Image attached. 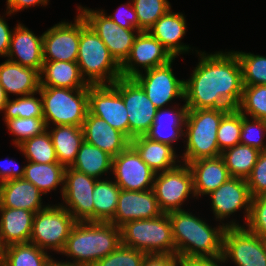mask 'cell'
Instances as JSON below:
<instances>
[{
  "instance_id": "1",
  "label": "cell",
  "mask_w": 266,
  "mask_h": 266,
  "mask_svg": "<svg viewBox=\"0 0 266 266\" xmlns=\"http://www.w3.org/2000/svg\"><path fill=\"white\" fill-rule=\"evenodd\" d=\"M197 66L184 79V103L187 109L238 108L243 94L242 67L236 53L199 52Z\"/></svg>"
},
{
  "instance_id": "2",
  "label": "cell",
  "mask_w": 266,
  "mask_h": 266,
  "mask_svg": "<svg viewBox=\"0 0 266 266\" xmlns=\"http://www.w3.org/2000/svg\"><path fill=\"white\" fill-rule=\"evenodd\" d=\"M172 226L176 255L181 260L215 257L223 254V236L226 227L211 228L206 221L186 210L168 213Z\"/></svg>"
},
{
  "instance_id": "3",
  "label": "cell",
  "mask_w": 266,
  "mask_h": 266,
  "mask_svg": "<svg viewBox=\"0 0 266 266\" xmlns=\"http://www.w3.org/2000/svg\"><path fill=\"white\" fill-rule=\"evenodd\" d=\"M121 244V230L110 222H76L61 254L74 265L93 266Z\"/></svg>"
},
{
  "instance_id": "4",
  "label": "cell",
  "mask_w": 266,
  "mask_h": 266,
  "mask_svg": "<svg viewBox=\"0 0 266 266\" xmlns=\"http://www.w3.org/2000/svg\"><path fill=\"white\" fill-rule=\"evenodd\" d=\"M88 85H109L122 77L121 66L80 14V40L76 60Z\"/></svg>"
},
{
  "instance_id": "5",
  "label": "cell",
  "mask_w": 266,
  "mask_h": 266,
  "mask_svg": "<svg viewBox=\"0 0 266 266\" xmlns=\"http://www.w3.org/2000/svg\"><path fill=\"white\" fill-rule=\"evenodd\" d=\"M230 109H188L184 141L186 148L181 163L188 164L201 158L221 156L217 142V130L222 117Z\"/></svg>"
},
{
  "instance_id": "6",
  "label": "cell",
  "mask_w": 266,
  "mask_h": 266,
  "mask_svg": "<svg viewBox=\"0 0 266 266\" xmlns=\"http://www.w3.org/2000/svg\"><path fill=\"white\" fill-rule=\"evenodd\" d=\"M43 118L49 125H74L82 127L89 112L88 88L68 89L60 87H40Z\"/></svg>"
},
{
  "instance_id": "7",
  "label": "cell",
  "mask_w": 266,
  "mask_h": 266,
  "mask_svg": "<svg viewBox=\"0 0 266 266\" xmlns=\"http://www.w3.org/2000/svg\"><path fill=\"white\" fill-rule=\"evenodd\" d=\"M121 243L145 254H176L172 226L168 214L132 220L120 227Z\"/></svg>"
},
{
  "instance_id": "8",
  "label": "cell",
  "mask_w": 266,
  "mask_h": 266,
  "mask_svg": "<svg viewBox=\"0 0 266 266\" xmlns=\"http://www.w3.org/2000/svg\"><path fill=\"white\" fill-rule=\"evenodd\" d=\"M77 221L60 204H51L34 214L30 243L42 250L61 253L67 238Z\"/></svg>"
},
{
  "instance_id": "9",
  "label": "cell",
  "mask_w": 266,
  "mask_h": 266,
  "mask_svg": "<svg viewBox=\"0 0 266 266\" xmlns=\"http://www.w3.org/2000/svg\"><path fill=\"white\" fill-rule=\"evenodd\" d=\"M78 5L77 11L86 23L107 46L111 56L121 66L128 58L136 36L137 29H125L111 20L105 10H92Z\"/></svg>"
},
{
  "instance_id": "10",
  "label": "cell",
  "mask_w": 266,
  "mask_h": 266,
  "mask_svg": "<svg viewBox=\"0 0 266 266\" xmlns=\"http://www.w3.org/2000/svg\"><path fill=\"white\" fill-rule=\"evenodd\" d=\"M152 190L163 213L183 210L182 206L190 194L195 198L189 166L182 163L173 169L156 173Z\"/></svg>"
},
{
  "instance_id": "11",
  "label": "cell",
  "mask_w": 266,
  "mask_h": 266,
  "mask_svg": "<svg viewBox=\"0 0 266 266\" xmlns=\"http://www.w3.org/2000/svg\"><path fill=\"white\" fill-rule=\"evenodd\" d=\"M113 85L118 89L128 114L129 139L145 136L150 129L157 107L133 78H119Z\"/></svg>"
},
{
  "instance_id": "12",
  "label": "cell",
  "mask_w": 266,
  "mask_h": 266,
  "mask_svg": "<svg viewBox=\"0 0 266 266\" xmlns=\"http://www.w3.org/2000/svg\"><path fill=\"white\" fill-rule=\"evenodd\" d=\"M208 195L211 199V208L216 221L219 220L226 228L245 227L249 219L252 200L246 179L231 177ZM243 208L245 225L239 224L234 219L227 223L222 222Z\"/></svg>"
},
{
  "instance_id": "13",
  "label": "cell",
  "mask_w": 266,
  "mask_h": 266,
  "mask_svg": "<svg viewBox=\"0 0 266 266\" xmlns=\"http://www.w3.org/2000/svg\"><path fill=\"white\" fill-rule=\"evenodd\" d=\"M98 179L66 167L61 194L66 208L77 222H94L93 191ZM65 203V205H64Z\"/></svg>"
},
{
  "instance_id": "14",
  "label": "cell",
  "mask_w": 266,
  "mask_h": 266,
  "mask_svg": "<svg viewBox=\"0 0 266 266\" xmlns=\"http://www.w3.org/2000/svg\"><path fill=\"white\" fill-rule=\"evenodd\" d=\"M223 256L236 266H266V248L262 237L246 227L226 228L223 236Z\"/></svg>"
},
{
  "instance_id": "15",
  "label": "cell",
  "mask_w": 266,
  "mask_h": 266,
  "mask_svg": "<svg viewBox=\"0 0 266 266\" xmlns=\"http://www.w3.org/2000/svg\"><path fill=\"white\" fill-rule=\"evenodd\" d=\"M175 58L168 63L141 72L133 79L142 87L147 97L158 108H166L172 100H184V79H178L172 68Z\"/></svg>"
},
{
  "instance_id": "16",
  "label": "cell",
  "mask_w": 266,
  "mask_h": 266,
  "mask_svg": "<svg viewBox=\"0 0 266 266\" xmlns=\"http://www.w3.org/2000/svg\"><path fill=\"white\" fill-rule=\"evenodd\" d=\"M112 174L121 190L146 191L153 188L156 172L130 144L112 159Z\"/></svg>"
},
{
  "instance_id": "17",
  "label": "cell",
  "mask_w": 266,
  "mask_h": 266,
  "mask_svg": "<svg viewBox=\"0 0 266 266\" xmlns=\"http://www.w3.org/2000/svg\"><path fill=\"white\" fill-rule=\"evenodd\" d=\"M89 113L105 120L129 138V120L125 103L113 85H89Z\"/></svg>"
},
{
  "instance_id": "18",
  "label": "cell",
  "mask_w": 266,
  "mask_h": 266,
  "mask_svg": "<svg viewBox=\"0 0 266 266\" xmlns=\"http://www.w3.org/2000/svg\"><path fill=\"white\" fill-rule=\"evenodd\" d=\"M173 57L164 46L148 31H141L136 36L130 54L121 65L123 78H134L141 72L164 65ZM140 69L142 70H139Z\"/></svg>"
},
{
  "instance_id": "19",
  "label": "cell",
  "mask_w": 266,
  "mask_h": 266,
  "mask_svg": "<svg viewBox=\"0 0 266 266\" xmlns=\"http://www.w3.org/2000/svg\"><path fill=\"white\" fill-rule=\"evenodd\" d=\"M74 23L59 22L43 33L44 61H76L80 40V13Z\"/></svg>"
},
{
  "instance_id": "20",
  "label": "cell",
  "mask_w": 266,
  "mask_h": 266,
  "mask_svg": "<svg viewBox=\"0 0 266 266\" xmlns=\"http://www.w3.org/2000/svg\"><path fill=\"white\" fill-rule=\"evenodd\" d=\"M162 214L152 189L146 191L120 190L115 215L109 222L120 228L132 220L151 219Z\"/></svg>"
},
{
  "instance_id": "21",
  "label": "cell",
  "mask_w": 266,
  "mask_h": 266,
  "mask_svg": "<svg viewBox=\"0 0 266 266\" xmlns=\"http://www.w3.org/2000/svg\"><path fill=\"white\" fill-rule=\"evenodd\" d=\"M16 25L11 36L8 59L41 72L44 63L43 34L37 37L24 24Z\"/></svg>"
},
{
  "instance_id": "22",
  "label": "cell",
  "mask_w": 266,
  "mask_h": 266,
  "mask_svg": "<svg viewBox=\"0 0 266 266\" xmlns=\"http://www.w3.org/2000/svg\"><path fill=\"white\" fill-rule=\"evenodd\" d=\"M82 131L87 143L107 152L112 157L117 156L131 144V140L124 133L89 112L82 124Z\"/></svg>"
},
{
  "instance_id": "23",
  "label": "cell",
  "mask_w": 266,
  "mask_h": 266,
  "mask_svg": "<svg viewBox=\"0 0 266 266\" xmlns=\"http://www.w3.org/2000/svg\"><path fill=\"white\" fill-rule=\"evenodd\" d=\"M186 29L185 16L180 12H172L170 8L148 32L164 46L173 58H176L180 54L191 51L189 45L181 42L187 32Z\"/></svg>"
},
{
  "instance_id": "24",
  "label": "cell",
  "mask_w": 266,
  "mask_h": 266,
  "mask_svg": "<svg viewBox=\"0 0 266 266\" xmlns=\"http://www.w3.org/2000/svg\"><path fill=\"white\" fill-rule=\"evenodd\" d=\"M178 106V107H177ZM157 109L154 121L145 134V137L161 143L173 144L184 136L185 120L187 115L186 103L180 106ZM172 107V108H171Z\"/></svg>"
},
{
  "instance_id": "25",
  "label": "cell",
  "mask_w": 266,
  "mask_h": 266,
  "mask_svg": "<svg viewBox=\"0 0 266 266\" xmlns=\"http://www.w3.org/2000/svg\"><path fill=\"white\" fill-rule=\"evenodd\" d=\"M193 176L195 199L216 190L225 183L231 175L221 156L216 158H201L187 164Z\"/></svg>"
},
{
  "instance_id": "26",
  "label": "cell",
  "mask_w": 266,
  "mask_h": 266,
  "mask_svg": "<svg viewBox=\"0 0 266 266\" xmlns=\"http://www.w3.org/2000/svg\"><path fill=\"white\" fill-rule=\"evenodd\" d=\"M43 194L28 180L12 179L0 183V207L24 209L34 213L45 209Z\"/></svg>"
},
{
  "instance_id": "27",
  "label": "cell",
  "mask_w": 266,
  "mask_h": 266,
  "mask_svg": "<svg viewBox=\"0 0 266 266\" xmlns=\"http://www.w3.org/2000/svg\"><path fill=\"white\" fill-rule=\"evenodd\" d=\"M0 85L8 98L9 94L20 97L37 93L40 88V72L7 59L0 64Z\"/></svg>"
},
{
  "instance_id": "28",
  "label": "cell",
  "mask_w": 266,
  "mask_h": 266,
  "mask_svg": "<svg viewBox=\"0 0 266 266\" xmlns=\"http://www.w3.org/2000/svg\"><path fill=\"white\" fill-rule=\"evenodd\" d=\"M34 214L24 209L0 207V237L5 247L30 242Z\"/></svg>"
},
{
  "instance_id": "29",
  "label": "cell",
  "mask_w": 266,
  "mask_h": 266,
  "mask_svg": "<svg viewBox=\"0 0 266 266\" xmlns=\"http://www.w3.org/2000/svg\"><path fill=\"white\" fill-rule=\"evenodd\" d=\"M131 145L140 154L141 159L156 173L173 169L182 162L178 160L180 156L176 154L175 148L169 144L138 136L131 140Z\"/></svg>"
},
{
  "instance_id": "30",
  "label": "cell",
  "mask_w": 266,
  "mask_h": 266,
  "mask_svg": "<svg viewBox=\"0 0 266 266\" xmlns=\"http://www.w3.org/2000/svg\"><path fill=\"white\" fill-rule=\"evenodd\" d=\"M40 87L68 89L88 88L76 61H44L40 72Z\"/></svg>"
},
{
  "instance_id": "31",
  "label": "cell",
  "mask_w": 266,
  "mask_h": 266,
  "mask_svg": "<svg viewBox=\"0 0 266 266\" xmlns=\"http://www.w3.org/2000/svg\"><path fill=\"white\" fill-rule=\"evenodd\" d=\"M48 132L51 135L58 162L70 167L76 159L81 143L84 141L82 127L74 125H55Z\"/></svg>"
},
{
  "instance_id": "32",
  "label": "cell",
  "mask_w": 266,
  "mask_h": 266,
  "mask_svg": "<svg viewBox=\"0 0 266 266\" xmlns=\"http://www.w3.org/2000/svg\"><path fill=\"white\" fill-rule=\"evenodd\" d=\"M24 170V179L35 185L43 195L56 190L61 184L60 193H63L64 175L66 167L60 163H34L27 161Z\"/></svg>"
},
{
  "instance_id": "33",
  "label": "cell",
  "mask_w": 266,
  "mask_h": 266,
  "mask_svg": "<svg viewBox=\"0 0 266 266\" xmlns=\"http://www.w3.org/2000/svg\"><path fill=\"white\" fill-rule=\"evenodd\" d=\"M112 159L113 157L107 152L84 140L70 167L88 176L101 179L102 175L112 172Z\"/></svg>"
},
{
  "instance_id": "34",
  "label": "cell",
  "mask_w": 266,
  "mask_h": 266,
  "mask_svg": "<svg viewBox=\"0 0 266 266\" xmlns=\"http://www.w3.org/2000/svg\"><path fill=\"white\" fill-rule=\"evenodd\" d=\"M120 190L115 181H96L93 191L94 222H109L114 217Z\"/></svg>"
},
{
  "instance_id": "35",
  "label": "cell",
  "mask_w": 266,
  "mask_h": 266,
  "mask_svg": "<svg viewBox=\"0 0 266 266\" xmlns=\"http://www.w3.org/2000/svg\"><path fill=\"white\" fill-rule=\"evenodd\" d=\"M51 258L33 243L12 244L5 247L0 266H45Z\"/></svg>"
},
{
  "instance_id": "36",
  "label": "cell",
  "mask_w": 266,
  "mask_h": 266,
  "mask_svg": "<svg viewBox=\"0 0 266 266\" xmlns=\"http://www.w3.org/2000/svg\"><path fill=\"white\" fill-rule=\"evenodd\" d=\"M260 150L237 144L221 153L231 177L247 179L258 160Z\"/></svg>"
},
{
  "instance_id": "37",
  "label": "cell",
  "mask_w": 266,
  "mask_h": 266,
  "mask_svg": "<svg viewBox=\"0 0 266 266\" xmlns=\"http://www.w3.org/2000/svg\"><path fill=\"white\" fill-rule=\"evenodd\" d=\"M27 161L34 163H59L53 141L48 130L29 138L17 146Z\"/></svg>"
},
{
  "instance_id": "38",
  "label": "cell",
  "mask_w": 266,
  "mask_h": 266,
  "mask_svg": "<svg viewBox=\"0 0 266 266\" xmlns=\"http://www.w3.org/2000/svg\"><path fill=\"white\" fill-rule=\"evenodd\" d=\"M37 93L8 99L4 106V120L15 118H43L42 99L35 97Z\"/></svg>"
},
{
  "instance_id": "39",
  "label": "cell",
  "mask_w": 266,
  "mask_h": 266,
  "mask_svg": "<svg viewBox=\"0 0 266 266\" xmlns=\"http://www.w3.org/2000/svg\"><path fill=\"white\" fill-rule=\"evenodd\" d=\"M237 109L247 117L266 121V85H244Z\"/></svg>"
},
{
  "instance_id": "40",
  "label": "cell",
  "mask_w": 266,
  "mask_h": 266,
  "mask_svg": "<svg viewBox=\"0 0 266 266\" xmlns=\"http://www.w3.org/2000/svg\"><path fill=\"white\" fill-rule=\"evenodd\" d=\"M138 19V30L148 31L170 8L168 0H131Z\"/></svg>"
},
{
  "instance_id": "41",
  "label": "cell",
  "mask_w": 266,
  "mask_h": 266,
  "mask_svg": "<svg viewBox=\"0 0 266 266\" xmlns=\"http://www.w3.org/2000/svg\"><path fill=\"white\" fill-rule=\"evenodd\" d=\"M241 112L230 109L223 117L217 130V142L221 152L240 144Z\"/></svg>"
},
{
  "instance_id": "42",
  "label": "cell",
  "mask_w": 266,
  "mask_h": 266,
  "mask_svg": "<svg viewBox=\"0 0 266 266\" xmlns=\"http://www.w3.org/2000/svg\"><path fill=\"white\" fill-rule=\"evenodd\" d=\"M234 52L242 67L243 85H266V56Z\"/></svg>"
},
{
  "instance_id": "43",
  "label": "cell",
  "mask_w": 266,
  "mask_h": 266,
  "mask_svg": "<svg viewBox=\"0 0 266 266\" xmlns=\"http://www.w3.org/2000/svg\"><path fill=\"white\" fill-rule=\"evenodd\" d=\"M4 123L8 131L16 137L13 139L15 147L47 130L44 118H15L4 120Z\"/></svg>"
},
{
  "instance_id": "44",
  "label": "cell",
  "mask_w": 266,
  "mask_h": 266,
  "mask_svg": "<svg viewBox=\"0 0 266 266\" xmlns=\"http://www.w3.org/2000/svg\"><path fill=\"white\" fill-rule=\"evenodd\" d=\"M266 135V121L249 118L241 113L240 144L266 151V143L263 137Z\"/></svg>"
},
{
  "instance_id": "45",
  "label": "cell",
  "mask_w": 266,
  "mask_h": 266,
  "mask_svg": "<svg viewBox=\"0 0 266 266\" xmlns=\"http://www.w3.org/2000/svg\"><path fill=\"white\" fill-rule=\"evenodd\" d=\"M145 253L121 244L111 254L98 260L93 266H141Z\"/></svg>"
},
{
  "instance_id": "46",
  "label": "cell",
  "mask_w": 266,
  "mask_h": 266,
  "mask_svg": "<svg viewBox=\"0 0 266 266\" xmlns=\"http://www.w3.org/2000/svg\"><path fill=\"white\" fill-rule=\"evenodd\" d=\"M246 228L259 237L266 236V195L252 197Z\"/></svg>"
},
{
  "instance_id": "47",
  "label": "cell",
  "mask_w": 266,
  "mask_h": 266,
  "mask_svg": "<svg viewBox=\"0 0 266 266\" xmlns=\"http://www.w3.org/2000/svg\"><path fill=\"white\" fill-rule=\"evenodd\" d=\"M246 182L252 197L266 195V151L260 152Z\"/></svg>"
},
{
  "instance_id": "48",
  "label": "cell",
  "mask_w": 266,
  "mask_h": 266,
  "mask_svg": "<svg viewBox=\"0 0 266 266\" xmlns=\"http://www.w3.org/2000/svg\"><path fill=\"white\" fill-rule=\"evenodd\" d=\"M107 16L125 29L138 30V19L131 0L127 2V4L125 3L124 5H120L114 14Z\"/></svg>"
},
{
  "instance_id": "49",
  "label": "cell",
  "mask_w": 266,
  "mask_h": 266,
  "mask_svg": "<svg viewBox=\"0 0 266 266\" xmlns=\"http://www.w3.org/2000/svg\"><path fill=\"white\" fill-rule=\"evenodd\" d=\"M182 260L176 254H146L141 266H181Z\"/></svg>"
},
{
  "instance_id": "50",
  "label": "cell",
  "mask_w": 266,
  "mask_h": 266,
  "mask_svg": "<svg viewBox=\"0 0 266 266\" xmlns=\"http://www.w3.org/2000/svg\"><path fill=\"white\" fill-rule=\"evenodd\" d=\"M16 162L13 161V159H9L3 161L2 163L0 162V183L12 179H21L24 177V170L25 167L17 165L12 166V164ZM10 165V166H9Z\"/></svg>"
},
{
  "instance_id": "51",
  "label": "cell",
  "mask_w": 266,
  "mask_h": 266,
  "mask_svg": "<svg viewBox=\"0 0 266 266\" xmlns=\"http://www.w3.org/2000/svg\"><path fill=\"white\" fill-rule=\"evenodd\" d=\"M7 4V8H6V15L10 16L12 14H14V12H18L21 10H25L29 7H34V6H46L48 5L49 0H6Z\"/></svg>"
},
{
  "instance_id": "52",
  "label": "cell",
  "mask_w": 266,
  "mask_h": 266,
  "mask_svg": "<svg viewBox=\"0 0 266 266\" xmlns=\"http://www.w3.org/2000/svg\"><path fill=\"white\" fill-rule=\"evenodd\" d=\"M8 23L0 15V56L7 57L13 29H9Z\"/></svg>"
},
{
  "instance_id": "53",
  "label": "cell",
  "mask_w": 266,
  "mask_h": 266,
  "mask_svg": "<svg viewBox=\"0 0 266 266\" xmlns=\"http://www.w3.org/2000/svg\"><path fill=\"white\" fill-rule=\"evenodd\" d=\"M222 266V263H227L223 254L215 257L190 258L182 260L181 266Z\"/></svg>"
},
{
  "instance_id": "54",
  "label": "cell",
  "mask_w": 266,
  "mask_h": 266,
  "mask_svg": "<svg viewBox=\"0 0 266 266\" xmlns=\"http://www.w3.org/2000/svg\"><path fill=\"white\" fill-rule=\"evenodd\" d=\"M55 258H51L48 263L45 266H77L72 263H69L68 261H57Z\"/></svg>"
},
{
  "instance_id": "55",
  "label": "cell",
  "mask_w": 266,
  "mask_h": 266,
  "mask_svg": "<svg viewBox=\"0 0 266 266\" xmlns=\"http://www.w3.org/2000/svg\"><path fill=\"white\" fill-rule=\"evenodd\" d=\"M8 96L5 93L4 88L0 85V111L4 110V106L8 101Z\"/></svg>"
},
{
  "instance_id": "56",
  "label": "cell",
  "mask_w": 266,
  "mask_h": 266,
  "mask_svg": "<svg viewBox=\"0 0 266 266\" xmlns=\"http://www.w3.org/2000/svg\"><path fill=\"white\" fill-rule=\"evenodd\" d=\"M4 249H5V246L3 245L2 241H1V237H0V263H1V260H2L3 254H4Z\"/></svg>"
},
{
  "instance_id": "57",
  "label": "cell",
  "mask_w": 266,
  "mask_h": 266,
  "mask_svg": "<svg viewBox=\"0 0 266 266\" xmlns=\"http://www.w3.org/2000/svg\"><path fill=\"white\" fill-rule=\"evenodd\" d=\"M263 239V242H264V245H265V248H266V236L262 237Z\"/></svg>"
}]
</instances>
